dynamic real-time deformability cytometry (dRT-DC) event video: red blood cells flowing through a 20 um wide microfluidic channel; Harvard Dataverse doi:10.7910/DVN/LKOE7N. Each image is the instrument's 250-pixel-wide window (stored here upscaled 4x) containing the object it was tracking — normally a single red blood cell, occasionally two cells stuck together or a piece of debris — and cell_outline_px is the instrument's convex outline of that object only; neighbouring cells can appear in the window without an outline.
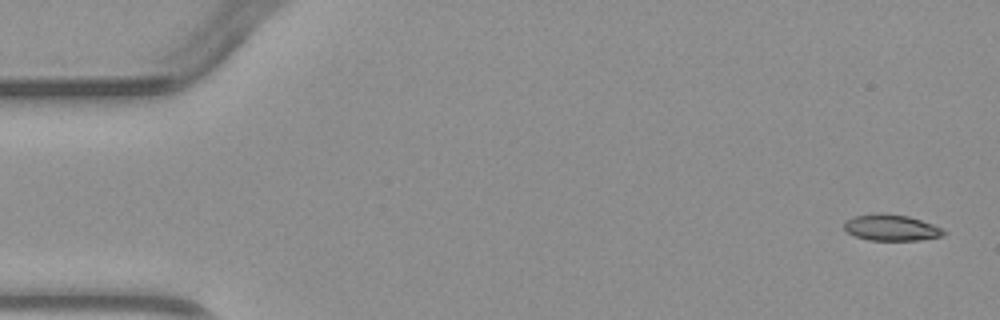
{"species": "common noctule bat (a hibernating species)", "species_latin": "Nyctalus noctula", "temperature_condition": "warm", "stored_images_in_passage": 5, "camera_frame_rate_fps": 3000, "um_per_image_px": 0.085, "animal": {"sex": "male", "body_mass_g": 23.1, "forearm_length_mm": 52.7}, "frame": {"image": 1, "passage_image": 1, "time_ms": 0.0, "image_size_px": [1000, 320], "cell_outline_px": [[948, 232], [944, 236], [920, 240], [868, 240], [856, 236], [848, 232], [844, 228], [844, 220], [852, 216], [876, 212], [908, 216], [944, 228]], "centroid_in_image_um": [75.77, 19.34], "position_along_channel_um": 9.2, "area_um2": 15.43}}
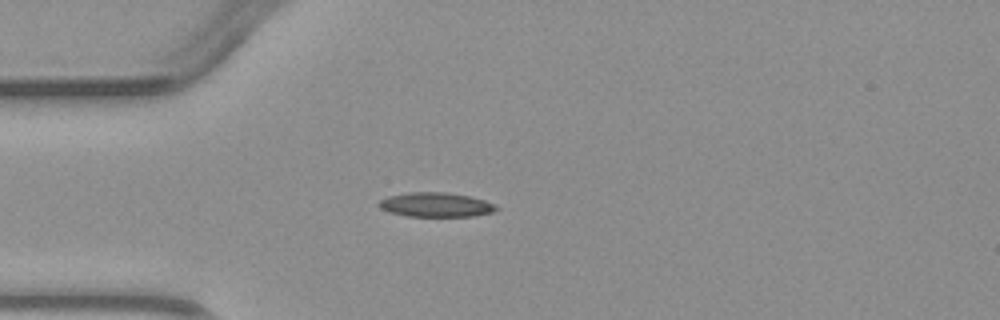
{"frame": {"image": 2, "passage_image": 4, "time_ms": 3.667, "image_size_px": [1000, 320], "cell_outline_px": [[500, 208], [492, 212], [472, 216], [408, 216], [392, 212], [380, 208], [380, 200], [388, 196], [408, 192], [448, 192], [468, 196], [484, 200], [496, 204]], "centroid_in_image_um": [37.09, 17.39], "position_along_channel_um": 47.9, "area_um2": 16.53}}
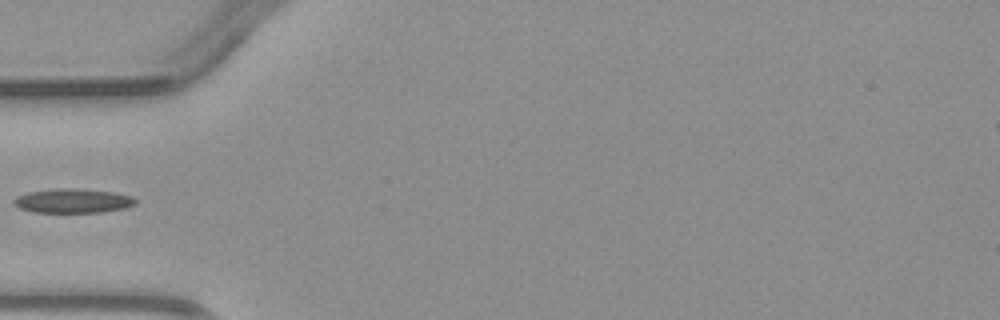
{"frame": {"image": 3, "passage_image": 5, "time_ms": 4.667, "image_size_px": [1000, 320], "cell_outline_px": [[136, 204], [124, 208], [104, 212], [32, 212], [20, 208], [12, 204], [12, 200], [16, 196], [28, 192], [60, 188], [72, 188], [116, 192], [132, 196], [136, 200]], "centroid_in_image_um": [6.18, 17.07], "position_along_channel_um": 78.8, "area_um2": 17.28}}